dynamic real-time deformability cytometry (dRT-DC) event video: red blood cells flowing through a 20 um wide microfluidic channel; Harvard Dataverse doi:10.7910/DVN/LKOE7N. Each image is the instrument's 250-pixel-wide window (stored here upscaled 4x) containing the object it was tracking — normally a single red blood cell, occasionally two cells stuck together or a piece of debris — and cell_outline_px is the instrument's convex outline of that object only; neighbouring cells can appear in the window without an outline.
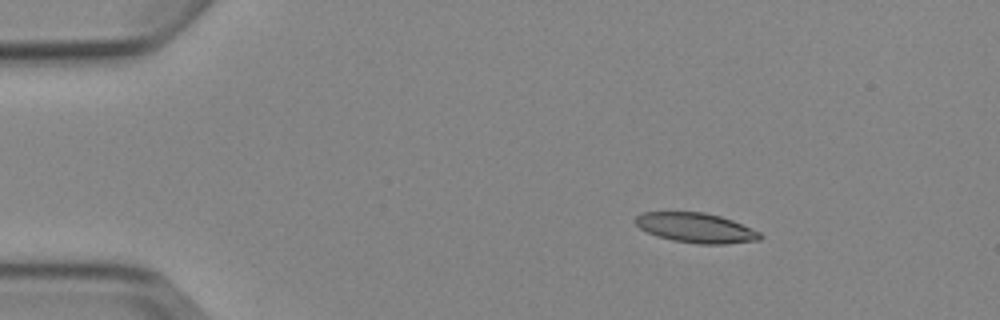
{"species": "Egyptian fruit bat (a non-hibernating species)", "species_latin": "Rousettus aegyptiacus", "temperature_condition": "cold", "stored_images_in_passage": 5, "camera_frame_rate_fps": 3000, "um_per_image_px": 0.085, "animal": {"sex": "female"}, "frame": {"image": 1, "passage_image": 3, "time_ms": 2.333, "image_size_px": [1000, 320], "cell_outline_px": [[764, 236], [760, 240], [728, 244], [696, 244], [672, 240], [656, 236], [640, 228], [632, 220], [640, 212], [704, 212], [720, 216], [732, 220], [752, 228], [760, 232]], "centroid_in_image_um": [59.15, 19.37], "position_along_channel_um": 25.8, "area_um2": 21.91}}